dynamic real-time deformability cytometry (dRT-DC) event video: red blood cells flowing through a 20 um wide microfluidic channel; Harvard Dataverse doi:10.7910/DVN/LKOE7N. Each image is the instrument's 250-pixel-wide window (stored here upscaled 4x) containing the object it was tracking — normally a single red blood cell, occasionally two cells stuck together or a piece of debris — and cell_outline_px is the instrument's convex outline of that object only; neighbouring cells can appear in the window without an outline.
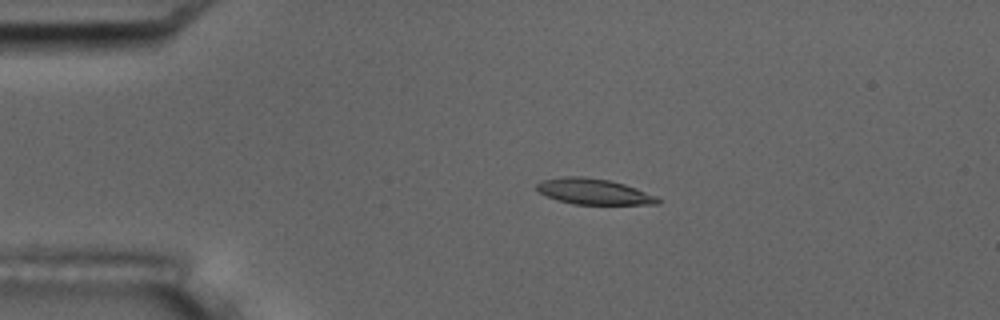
{"species": "common noctule bat (a hibernating species)", "species_latin": "Nyctalus noctula", "temperature_condition": "room temperature", "stored_images_in_passage": 6, "camera_frame_rate_fps": 3000, "um_per_image_px": 0.085, "animal": {"sex": "male", "body_mass_g": 17.5, "forearm_length_mm": 52.3}, "frame": {"image": 1, "passage_image": 4, "time_ms": 1.0, "image_size_px": [1000, 320], "cell_outline_px": [[660, 204], [572, 204], [556, 200], [540, 192], [536, 188], [536, 184], [540, 180], [564, 176], [580, 176], [608, 180], [624, 184], [636, 188], [656, 196], [660, 200]], "centroid_in_image_um": [50.43, 16.28], "position_along_channel_um": 34.6, "area_um2": 18.09}}